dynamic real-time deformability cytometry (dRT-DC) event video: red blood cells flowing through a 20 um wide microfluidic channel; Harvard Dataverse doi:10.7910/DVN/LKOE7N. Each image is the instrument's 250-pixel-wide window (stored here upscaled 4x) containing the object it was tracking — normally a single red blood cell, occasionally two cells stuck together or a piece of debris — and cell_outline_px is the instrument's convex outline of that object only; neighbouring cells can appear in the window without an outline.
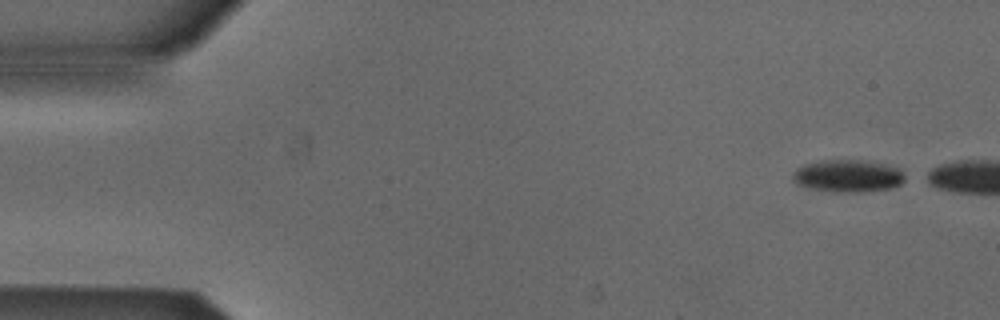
{"species": "Egyptian fruit bat (a non-hibernating species)", "species_latin": "Rousettus aegyptiacus", "temperature_condition": "cold", "stored_images_in_passage": 41, "camera_frame_rate_fps": 3000, "um_per_image_px": 0.085, "animal": {"sex": "male"}, "frame": {"image": 1, "passage_image": 1, "time_ms": 0.0, "image_size_px": [1000, 320], "cell_outline_px": [[904, 180], [900, 184], [892, 188], [864, 192], [832, 192], [812, 188], [800, 184], [792, 180], [792, 176], [796, 168], [804, 164], [820, 160], [860, 160], [884, 164], [900, 168], [904, 176]], "centroid_in_image_um": [72.08, 14.95], "position_along_channel_um": 12.9, "area_um2": 21.15}}
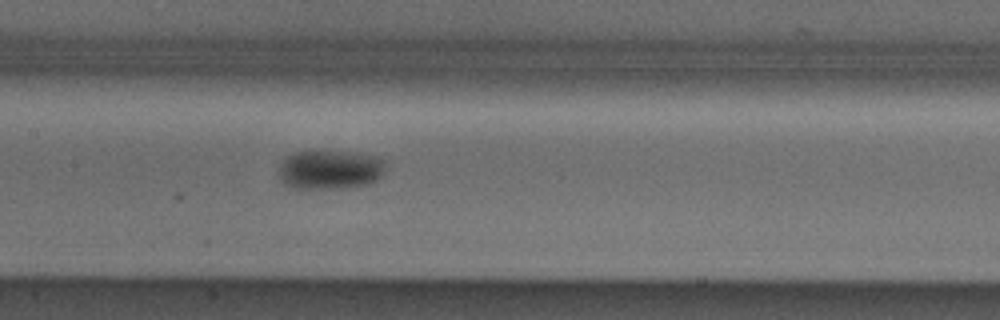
{"frame": {"image": 2, "passage_image": 23, "time_ms": 7.333, "image_size_px": [1000, 320], "cell_outline_px": [[384, 168], [380, 176], [376, 180], [368, 184], [344, 188], [292, 188], [284, 184], [280, 180], [280, 164], [288, 156], [296, 152], [344, 152], [372, 156], [384, 160]], "centroid_in_image_um": [28.02, 14.45], "position_along_channel_um": 179.4, "area_um2": 23.81}}
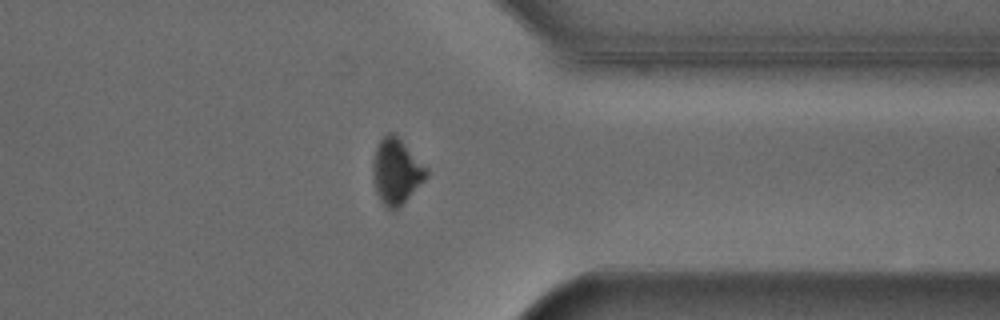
{"frame": {"image": 3, "passage_image": 39, "time_ms": 12.667, "image_size_px": [1000, 320], "cell_outline_px": [[428, 176], [396, 208], [388, 208], [380, 200], [376, 192], [372, 180], [372, 160], [376, 148], [380, 140], [388, 132], [392, 132], [428, 168]], "centroid_in_image_um": [33.65, 14.54], "position_along_channel_um": 377.8, "area_um2": 19.94}}